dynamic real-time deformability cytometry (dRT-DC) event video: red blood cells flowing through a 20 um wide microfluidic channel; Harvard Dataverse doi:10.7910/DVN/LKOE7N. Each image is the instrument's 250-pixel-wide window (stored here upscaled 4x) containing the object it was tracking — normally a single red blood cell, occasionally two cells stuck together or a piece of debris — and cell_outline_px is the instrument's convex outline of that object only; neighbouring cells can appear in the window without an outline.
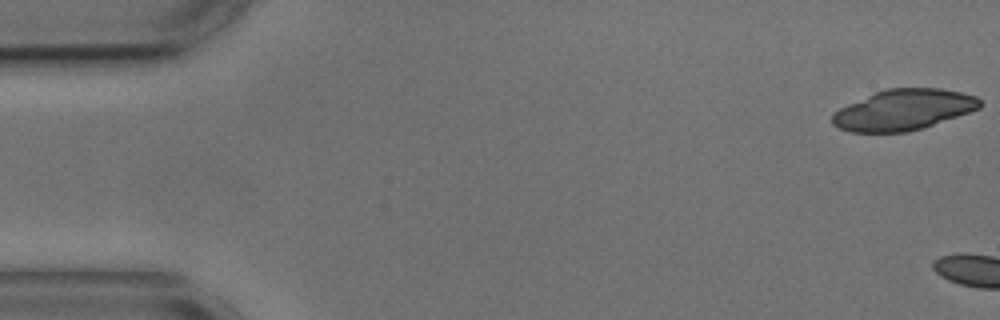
{"species": "common noctule bat (a hibernating species)", "species_latin": "Nyctalus noctula", "temperature_condition": "cold", "stored_images_in_passage": 4, "camera_frame_rate_fps": 3000, "um_per_image_px": 0.085, "animal": {"sex": "male", "body_mass_g": 17.9, "forearm_length_mm": 54.2}, "frame": {"image": 1, "passage_image": 1, "time_ms": 0.0, "image_size_px": [1000, 320], "cell_outline_px": [[980, 108], [908, 132], [848, 132], [832, 124], [832, 112], [848, 104], [876, 92], [888, 88], [940, 88], [960, 92], [976, 96], [980, 100]], "centroid_in_image_um": [76.75, 9.33], "position_along_channel_um": 8.2, "area_um2": 34.56}}